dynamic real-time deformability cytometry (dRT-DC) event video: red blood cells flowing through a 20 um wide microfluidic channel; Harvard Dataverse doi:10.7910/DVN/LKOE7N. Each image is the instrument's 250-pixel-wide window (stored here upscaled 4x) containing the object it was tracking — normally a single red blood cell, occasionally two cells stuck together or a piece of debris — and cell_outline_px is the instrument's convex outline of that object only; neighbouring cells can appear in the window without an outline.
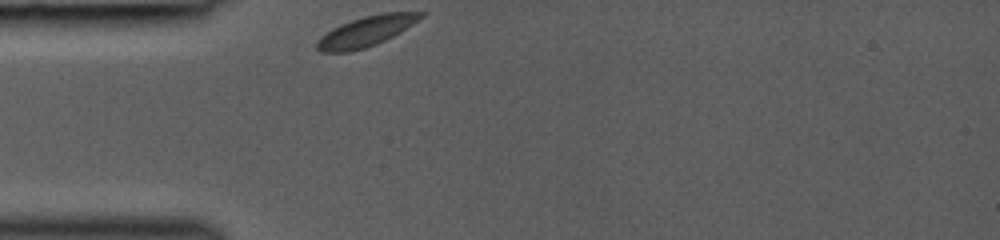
{"species": "common noctule bat (a hibernating species)", "species_latin": "Nyctalus noctula", "temperature_condition": "room temperature", "stored_images_in_passage": 8, "camera_frame_rate_fps": 3000, "um_per_image_px": 0.085, "animal": {"sex": "female", "body_mass_g": 19.0, "forearm_length_mm": 53.3}, "frame": {"image": 1, "passage_image": 1, "time_ms": 0.0, "image_size_px": [1000, 240], "cell_outline_px": [[424, 16], [412, 24], [392, 36], [376, 44], [364, 48], [348, 52], [320, 52], [316, 48], [316, 40], [320, 36], [332, 28], [340, 24], [364, 16], [384, 12], [424, 12]], "centroid_in_image_um": [31.06, 2.66], "position_along_channel_um": 53.9, "area_um2": 18.09}}
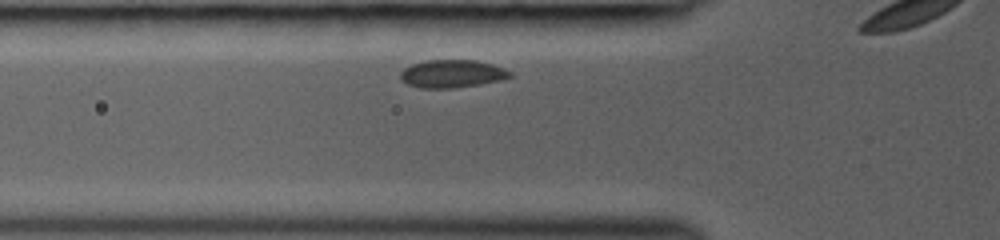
{"frame": {"image": 2, "passage_image": 4, "time_ms": 1.0, "image_size_px": [1000, 240], "cell_outline_px": [[512, 76], [504, 80], [480, 84], [452, 88], [420, 88], [408, 84], [400, 76], [400, 72], [404, 68], [412, 64], [424, 60], [476, 60], [492, 64], [504, 68], [512, 72]], "centroid_in_image_um": [38.46, 6.26], "position_along_channel_um": 87.3, "area_um2": 17.86}}
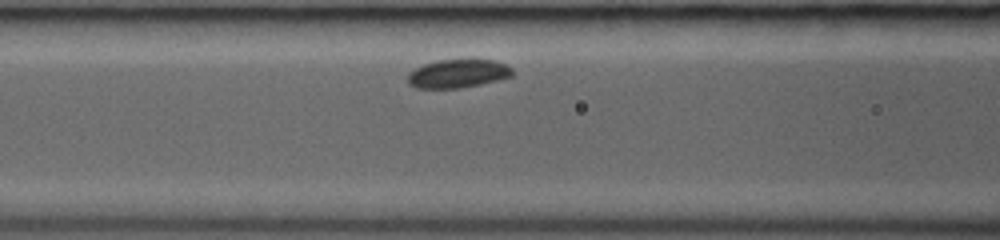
{"frame": {"image": 3, "passage_image": 7, "time_ms": 2.0, "image_size_px": [1000, 240], "cell_outline_px": [[512, 76], [480, 84], [460, 88], [416, 88], [408, 84], [408, 72], [424, 64], [436, 60], [496, 60], [512, 68]], "centroid_in_image_um": [38.88, 6.26], "position_along_channel_um": 127.7, "area_um2": 17.22}}